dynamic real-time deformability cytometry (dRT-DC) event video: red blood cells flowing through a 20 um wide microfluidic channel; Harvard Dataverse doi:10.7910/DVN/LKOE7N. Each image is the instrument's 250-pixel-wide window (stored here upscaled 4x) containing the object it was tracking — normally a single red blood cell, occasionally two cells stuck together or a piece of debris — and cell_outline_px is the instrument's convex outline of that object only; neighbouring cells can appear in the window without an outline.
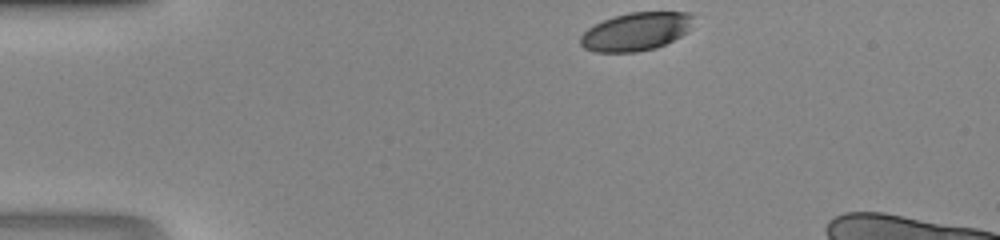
{"species": "human", "species_latin": "Homo sapiens", "temperature_condition": "room temperature", "stored_images_in_passage": 30, "camera_frame_rate_fps": 3000, "um_per_image_px": 0.085, "donor": {"sex": "male"}, "frame": {"image": 1, "passage_image": 1, "time_ms": 0.0, "image_size_px": [1000, 240], "cell_outline_px": [[692, 16], [688, 32], [656, 48], [636, 52], [596, 52], [584, 48], [580, 44], [580, 36], [588, 28], [604, 20], [628, 12], [688, 12]], "centroid_in_image_um": [54.03, 2.69], "position_along_channel_um": 31.0, "area_um2": 24.85}}
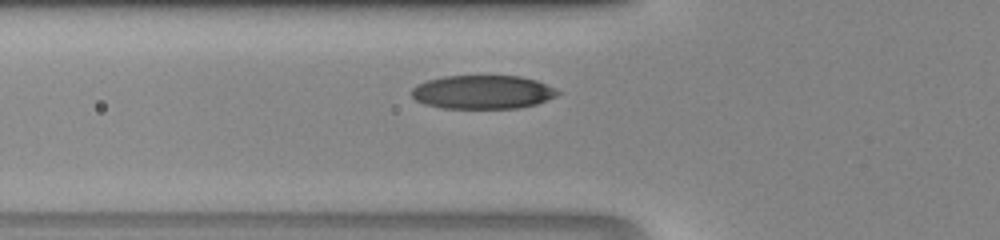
{"frame": {"image": 2, "passage_image": 9, "time_ms": 2.667, "image_size_px": [1000, 240], "cell_outline_px": [[560, 92], [556, 96], [536, 104], [520, 108], [440, 108], [424, 104], [416, 100], [412, 96], [412, 88], [416, 84], [428, 80], [444, 76], [520, 76], [536, 80], [556, 88]], "centroid_in_image_um": [41.02, 7.83], "position_along_channel_um": 84.8, "area_um2": 28.73}}
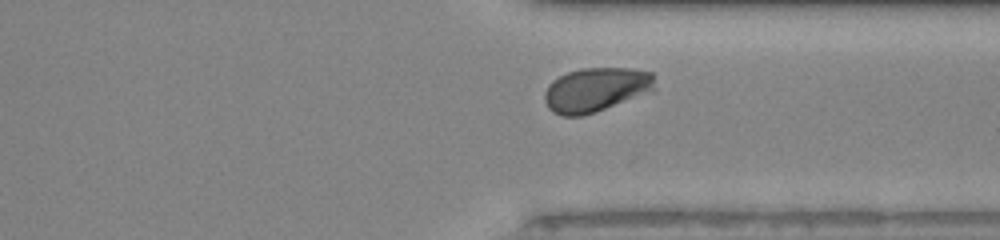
{"frame": {"image": 3, "passage_image": 27, "time_ms": 8.667, "image_size_px": [1000, 240], "cell_outline_px": [[656, 92], [584, 116], [560, 116], [552, 112], [548, 108], [544, 100], [544, 92], [548, 84], [552, 80], [568, 72], [580, 68], [632, 68], [652, 72], [656, 88]], "centroid_in_image_um": [50.7, 7.64], "position_along_channel_um": 360.7, "area_um2": 29.25}}